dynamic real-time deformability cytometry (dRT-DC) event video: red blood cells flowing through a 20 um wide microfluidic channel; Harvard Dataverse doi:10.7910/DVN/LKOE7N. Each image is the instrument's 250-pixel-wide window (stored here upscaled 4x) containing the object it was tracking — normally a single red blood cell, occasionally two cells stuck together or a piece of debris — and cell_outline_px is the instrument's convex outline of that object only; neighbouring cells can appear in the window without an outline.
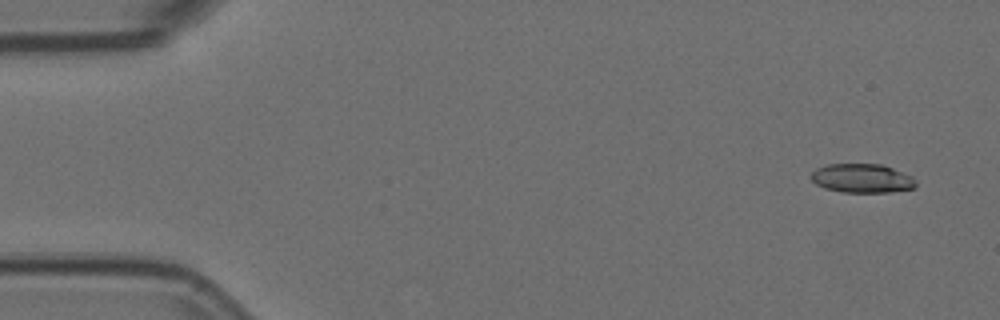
{"species": "Egyptian fruit bat (a non-hibernating species)", "species_latin": "Rousettus aegyptiacus", "temperature_condition": "room temperature", "stored_images_in_passage": 10, "camera_frame_rate_fps": 3000, "um_per_image_px": 0.085, "animal": {"sex": "female"}, "frame": {"image": 1, "passage_image": 1, "time_ms": 0.0, "image_size_px": [1000, 320], "cell_outline_px": [[916, 188], [892, 192], [840, 192], [824, 188], [816, 184], [812, 180], [812, 172], [816, 168], [828, 164], [880, 164], [892, 168], [912, 176], [916, 180]], "centroid_in_image_um": [73.29, 15.16], "position_along_channel_um": 11.7, "area_um2": 17.74}}
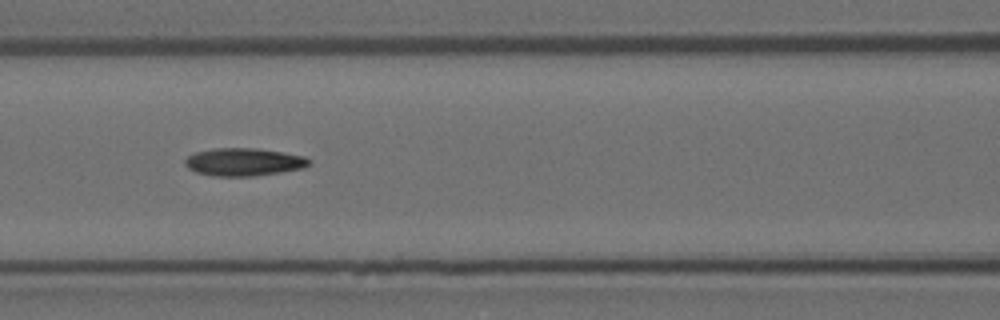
{"frame": {"image": 2, "passage_image": 7, "time_ms": 2.0, "image_size_px": [1000, 320], "cell_outline_px": [[312, 164], [304, 168], [280, 172], [252, 176], [212, 176], [196, 172], [188, 168], [184, 164], [184, 160], [188, 156], [196, 152], [216, 148], [256, 148], [284, 152], [304, 156], [312, 160]], "centroid_in_image_um": [20.75, 13.77], "position_along_channel_um": 145.9, "area_um2": 20.23}}
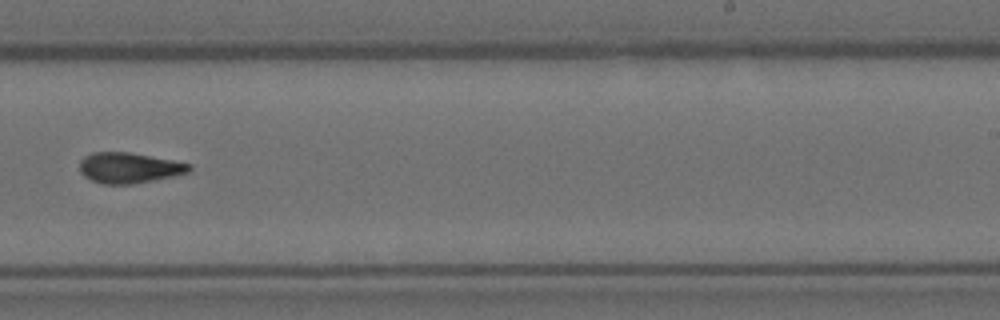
{"frame": {"image": 3, "passage_image": 10, "time_ms": 3.0, "image_size_px": [1000, 320], "cell_outline_px": [[192, 168], [188, 172], [172, 176], [132, 184], [104, 184], [92, 180], [84, 176], [80, 172], [80, 160], [84, 156], [92, 152], [128, 152], [172, 160], [192, 164]], "centroid_in_image_um": [10.95, 14.26], "position_along_channel_um": 278.1, "area_um2": 19.36}}